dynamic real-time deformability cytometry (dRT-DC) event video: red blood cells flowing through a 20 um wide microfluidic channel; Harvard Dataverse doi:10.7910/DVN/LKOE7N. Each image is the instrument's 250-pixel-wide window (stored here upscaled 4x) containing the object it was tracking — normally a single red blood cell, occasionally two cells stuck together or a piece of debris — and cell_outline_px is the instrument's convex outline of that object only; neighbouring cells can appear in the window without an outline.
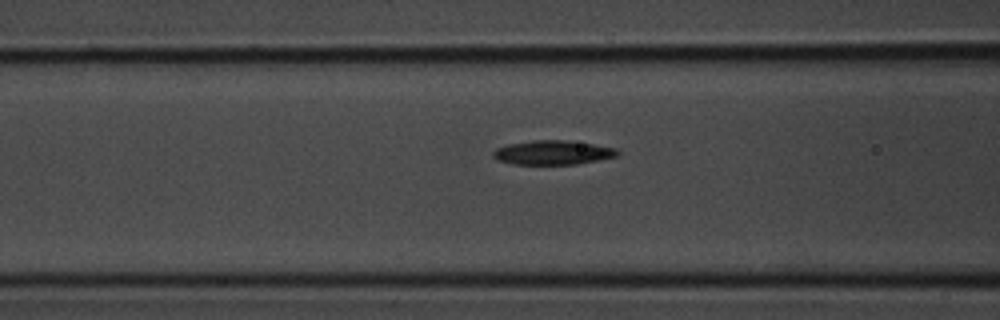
{"species": "common noctule bat (a hibernating species)", "species_latin": "Nyctalus noctula", "temperature_condition": "room temperature", "stored_images_in_passage": 5, "camera_frame_rate_fps": 3000, "um_per_image_px": 0.085, "animal": {"sex": "male", "body_mass_g": 20.1, "forearm_length_mm": 53.5}, "frame": {"image": 1, "passage_image": 5, "time_ms": 1.333, "image_size_px": [1000, 320], "cell_outline_px": [[620, 152], [616, 156], [576, 164], [512, 164], [496, 160], [492, 156], [492, 152], [496, 148], [508, 144], [532, 140], [564, 140], [592, 144], [616, 148]], "centroid_in_image_um": [46.93, 12.96], "position_along_channel_um": 119.7, "area_um2": 17.46}}